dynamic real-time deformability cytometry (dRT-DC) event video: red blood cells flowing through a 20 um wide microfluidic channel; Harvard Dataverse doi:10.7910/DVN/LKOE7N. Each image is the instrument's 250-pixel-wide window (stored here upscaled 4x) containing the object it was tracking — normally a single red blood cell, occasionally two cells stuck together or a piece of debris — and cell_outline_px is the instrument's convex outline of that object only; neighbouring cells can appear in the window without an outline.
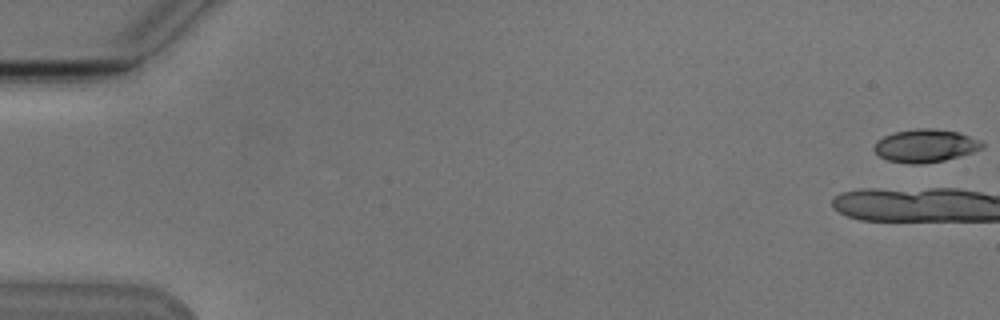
{"species": "Egyptian fruit bat (a non-hibernating species)", "species_latin": "Rousettus aegyptiacus", "temperature_condition": "cold", "stored_images_in_passage": 6, "camera_frame_rate_fps": 3000, "um_per_image_px": 0.085, "animal": {"sex": "male"}, "frame": {"image": 1, "passage_image": 1, "time_ms": 0.0, "image_size_px": [1000, 320], "cell_outline_px": [[984, 148], [960, 156], [944, 160], [920, 164], [912, 164], [888, 160], [880, 156], [872, 148], [876, 140], [884, 136], [896, 132], [916, 128], [936, 128], [960, 132], [980, 140], [984, 144]], "centroid_in_image_um": [78.67, 12.37], "position_along_channel_um": 6.3, "area_um2": 20.87}}